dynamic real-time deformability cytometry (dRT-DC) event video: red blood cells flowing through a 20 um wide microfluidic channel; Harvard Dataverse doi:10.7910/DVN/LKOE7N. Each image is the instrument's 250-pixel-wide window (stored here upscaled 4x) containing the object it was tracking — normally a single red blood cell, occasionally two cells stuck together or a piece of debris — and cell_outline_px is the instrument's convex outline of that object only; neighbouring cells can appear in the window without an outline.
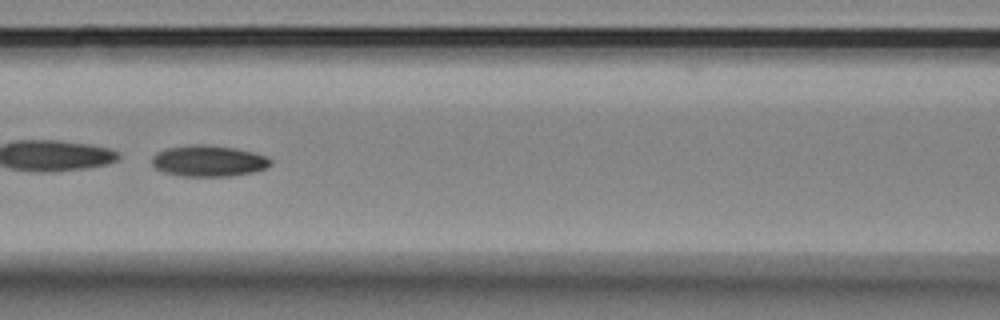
{"species": "Egyptian fruit bat (a non-hibernating species)", "species_latin": "Rousettus aegyptiacus", "temperature_condition": "room temperature", "stored_images_in_passage": 45, "camera_frame_rate_fps": 3000, "um_per_image_px": 0.085, "animal": {"sex": "female"}, "frame": {"image": 1, "passage_image": 14, "time_ms": 4.333, "image_size_px": [1000, 320], "cell_outline_px": [[272, 164], [268, 168], [256, 172], [232, 176], [180, 176], [164, 172], [156, 168], [152, 164], [152, 156], [156, 152], [164, 148], [192, 144], [204, 144], [236, 148], [268, 156], [272, 160]], "centroid_in_image_um": [17.75, 13.68], "position_along_channel_um": 148.8, "area_um2": 21.96}, "authors_computed_cell_mechanics": {"area_um2": 21.8484, "velocity_mm_per_s": 3.5561, "shape_relaxation_time_tau1_ms": 1.4732, "shape_relaxation_time_tau2_ms": null, "deformation_change_tau1": 0.2578, "deformation_change_tau2": null}}